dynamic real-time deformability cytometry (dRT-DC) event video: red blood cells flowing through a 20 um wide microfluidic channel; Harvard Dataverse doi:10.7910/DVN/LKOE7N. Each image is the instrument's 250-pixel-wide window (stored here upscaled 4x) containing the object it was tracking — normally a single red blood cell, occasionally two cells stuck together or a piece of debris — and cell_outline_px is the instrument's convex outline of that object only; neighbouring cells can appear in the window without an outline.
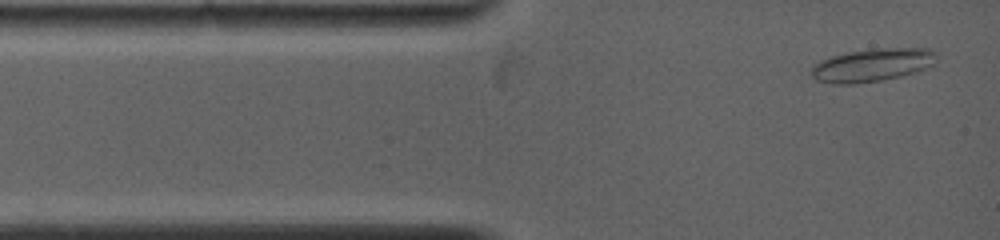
{"species": "common noctule bat (a hibernating species)", "species_latin": "Nyctalus noctula", "temperature_condition": "warm", "stored_images_in_passage": 8, "camera_frame_rate_fps": 5000, "um_per_image_px": 0.085, "animal": {"sex": "female", "body_mass_g": 19.0, "forearm_length_mm": 53.3}, "frame": {"image": 1, "passage_image": 2, "time_ms": 0.2, "image_size_px": [1000, 240], "cell_outline_px": [[936, 64], [932, 68], [900, 76], [880, 80], [852, 84], [832, 84], [816, 80], [812, 76], [812, 68], [820, 60], [832, 56], [848, 52], [880, 48], [928, 48], [936, 52]], "centroid_in_image_um": [74.21, 5.53], "position_along_channel_um": 10.8, "area_um2": 24.22}}